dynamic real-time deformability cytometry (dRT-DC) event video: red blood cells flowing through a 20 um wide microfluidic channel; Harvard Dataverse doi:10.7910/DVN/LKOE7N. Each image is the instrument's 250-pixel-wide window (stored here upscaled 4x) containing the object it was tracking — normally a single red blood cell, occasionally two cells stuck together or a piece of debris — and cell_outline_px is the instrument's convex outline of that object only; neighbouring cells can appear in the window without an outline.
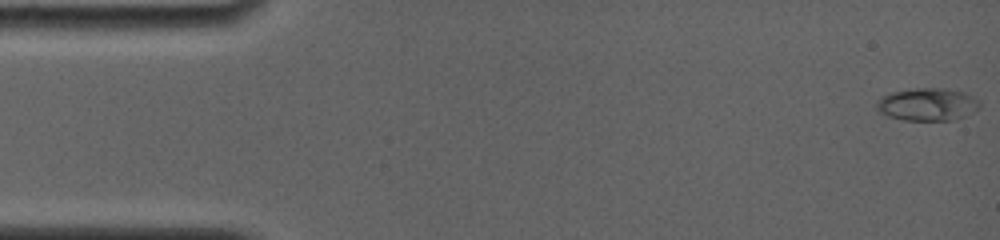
{"species": "common noctule bat (a hibernating species)", "species_latin": "Nyctalus noctula", "temperature_condition": "room temperature", "stored_images_in_passage": 29, "camera_frame_rate_fps": 4000, "um_per_image_px": 0.085, "animal": {"sex": "female", "body_mass_g": 19.0, "forearm_length_mm": 56.7}, "frame": {"image": 1, "passage_image": 1, "time_ms": 0.0, "image_size_px": [1000, 240], "cell_outline_px": [[976, 108], [964, 116], [956, 120], [900, 120], [888, 116], [880, 112], [876, 104], [880, 96], [892, 92], [916, 88], [940, 88], [964, 92], [976, 100]], "centroid_in_image_um": [78.74, 8.88], "position_along_channel_um": 6.3, "area_um2": 19.19}}
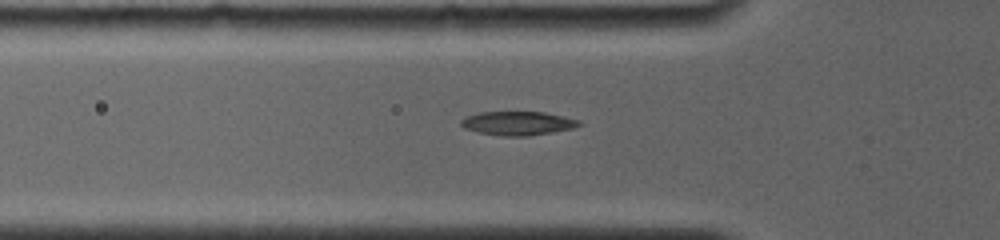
{"frame": {"image": 2, "passage_image": 17, "time_ms": 5.25, "image_size_px": [1000, 240], "cell_outline_px": [[580, 124], [572, 128], [552, 132], [528, 136], [500, 136], [480, 132], [464, 128], [460, 124], [460, 120], [464, 116], [480, 112], [544, 112], [580, 120]], "centroid_in_image_um": [43.96, 10.47], "position_along_channel_um": 81.8, "area_um2": 16.3}}
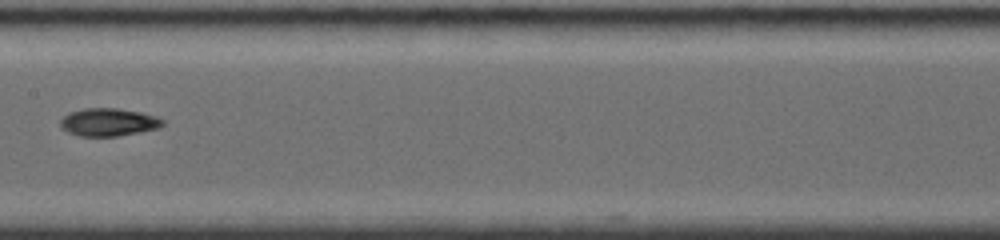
{"frame": {"image": 3, "passage_image": 28, "time_ms": 8.25, "image_size_px": [1000, 240], "cell_outline_px": [[164, 124], [156, 128], [116, 136], [80, 136], [68, 132], [60, 128], [60, 120], [68, 112], [84, 108], [116, 108], [140, 112], [156, 116], [164, 120]], "centroid_in_image_um": [9.17, 10.37], "position_along_channel_um": 198.2, "area_um2": 16.47}}